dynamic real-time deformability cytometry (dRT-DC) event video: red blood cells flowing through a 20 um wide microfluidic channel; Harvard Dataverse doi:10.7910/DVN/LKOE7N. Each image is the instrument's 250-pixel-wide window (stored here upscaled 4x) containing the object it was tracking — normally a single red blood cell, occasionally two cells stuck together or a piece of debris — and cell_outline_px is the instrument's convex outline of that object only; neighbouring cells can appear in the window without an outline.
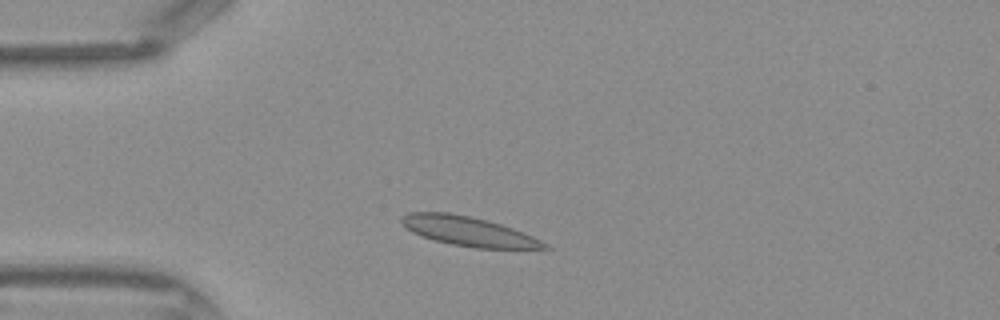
{"species": "Egyptian fruit bat (a non-hibernating species)", "species_latin": "Rousettus aegyptiacus", "temperature_condition": "warm", "stored_images_in_passage": 34, "camera_frame_rate_fps": 3000, "um_per_image_px": 0.085, "frame": {"image": 1, "passage_image": 1, "time_ms": 0.0, "image_size_px": [1000, 320], "cell_outline_px": [[552, 248], [476, 248], [452, 244], [432, 240], [420, 236], [412, 232], [400, 224], [400, 216], [408, 212], [448, 212], [488, 220], [512, 228], [532, 236], [548, 244]], "centroid_in_image_um": [39.74, 19.65], "position_along_channel_um": 45.3, "area_um2": 24.45}}
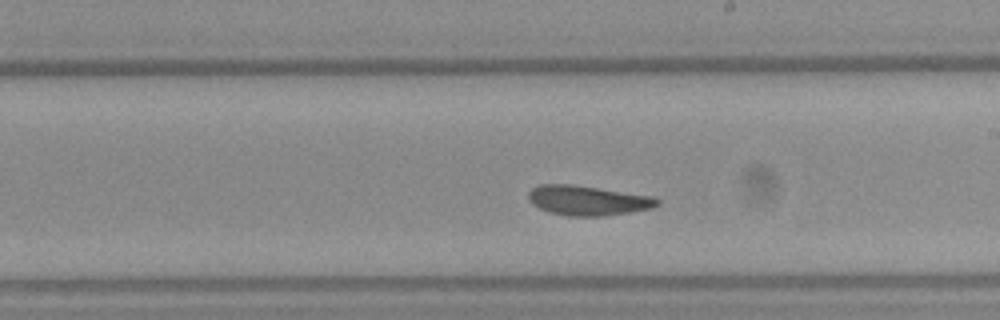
{"frame": {"image": 2, "passage_image": 15, "time_ms": 4.667, "image_size_px": [1000, 320], "cell_outline_px": [[660, 204], [652, 208], [632, 212], [604, 216], [568, 216], [548, 212], [532, 204], [528, 200], [528, 192], [532, 188], [540, 184], [572, 184], [652, 196], [660, 200]], "centroid_in_image_um": [49.95, 17.04], "position_along_channel_um": 239.0, "area_um2": 22.48}}
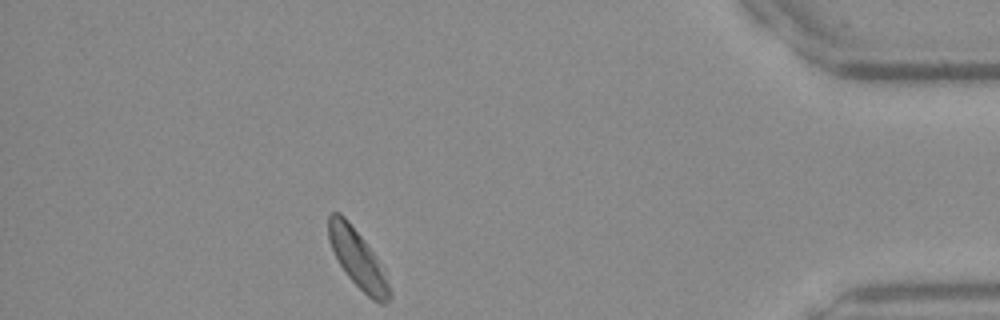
{"frame": {"image": 3, "passage_image": 29, "time_ms": 9.333, "image_size_px": [1000, 320], "cell_outline_px": [[392, 296], [384, 304], [380, 304], [372, 300], [348, 276], [340, 264], [328, 240], [328, 216], [332, 212], [340, 212], [348, 220], [380, 260], [384, 268], [392, 292]], "centroid_in_image_um": [30.44, 22.01], "position_along_channel_um": 404.8, "area_um2": 20.75}}